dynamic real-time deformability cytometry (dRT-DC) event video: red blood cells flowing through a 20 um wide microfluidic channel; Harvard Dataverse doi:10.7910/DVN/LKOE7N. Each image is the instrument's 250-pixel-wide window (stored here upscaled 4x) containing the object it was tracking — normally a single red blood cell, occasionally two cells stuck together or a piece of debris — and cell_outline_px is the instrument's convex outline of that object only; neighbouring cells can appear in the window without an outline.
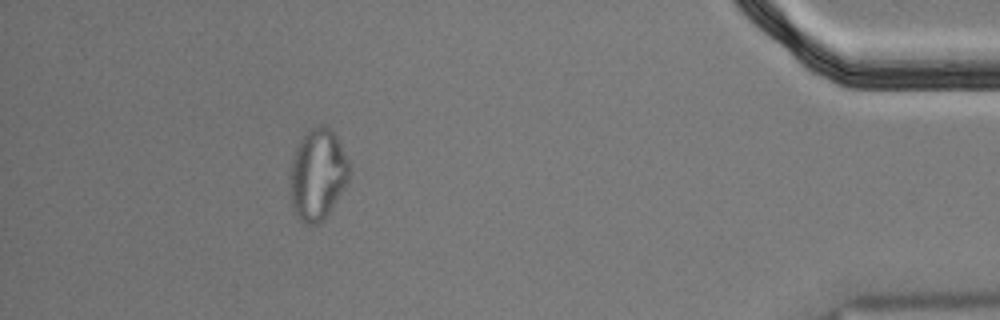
{"species": "Egyptian fruit bat (a non-hibernating species)", "species_latin": "Rousettus aegyptiacus", "temperature_condition": "cold", "stored_images_in_passage": 55, "segment_of_instrument_passage": [2, 2], "camera_frame_rate_fps": 3000, "um_per_image_px": 0.085, "animal": {"sex": "male"}, "frame": {"image": 1, "passage_image": 50, "time_ms": 16.333, "image_size_px": [1000, 320], "cell_outline_px": [[348, 180], [324, 220], [316, 224], [304, 224], [296, 216], [292, 208], [288, 180], [288, 172], [292, 156], [300, 140], [312, 128], [320, 124], [332, 128], [348, 160]], "centroid_in_image_um": [26.94, 14.84], "position_along_channel_um": 408.3, "area_um2": 31.62}}